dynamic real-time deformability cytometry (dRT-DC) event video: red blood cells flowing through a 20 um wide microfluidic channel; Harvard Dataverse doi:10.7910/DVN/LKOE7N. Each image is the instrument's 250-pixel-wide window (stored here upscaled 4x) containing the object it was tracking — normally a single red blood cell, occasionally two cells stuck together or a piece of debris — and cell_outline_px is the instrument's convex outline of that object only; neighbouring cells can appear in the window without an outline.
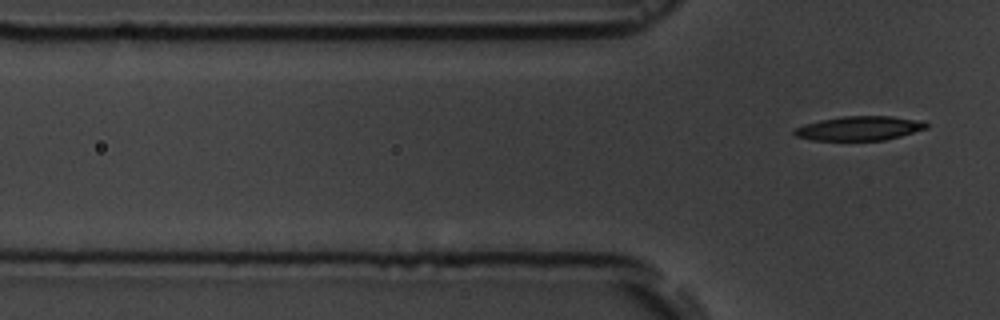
{"species": "common noctule bat (a hibernating species)", "species_latin": "Nyctalus noctula", "temperature_condition": "room temperature", "stored_images_in_passage": 4, "segment_of_instrument_passage": [2, 2], "camera_frame_rate_fps": 3000, "um_per_image_px": 0.085, "animal": {"sex": "male", "body_mass_g": 19.5, "forearm_length_mm": 54.6}, "frame": {"image": 1, "passage_image": 4, "time_ms": 3.667, "image_size_px": [1000, 320], "cell_outline_px": [[928, 128], [900, 136], [884, 140], [812, 140], [796, 136], [792, 132], [796, 128], [804, 124], [820, 120], [844, 116], [892, 116], [912, 120], [928, 124]], "centroid_in_image_um": [72.99, 10.91], "position_along_channel_um": 52.8, "area_um2": 18.32}}